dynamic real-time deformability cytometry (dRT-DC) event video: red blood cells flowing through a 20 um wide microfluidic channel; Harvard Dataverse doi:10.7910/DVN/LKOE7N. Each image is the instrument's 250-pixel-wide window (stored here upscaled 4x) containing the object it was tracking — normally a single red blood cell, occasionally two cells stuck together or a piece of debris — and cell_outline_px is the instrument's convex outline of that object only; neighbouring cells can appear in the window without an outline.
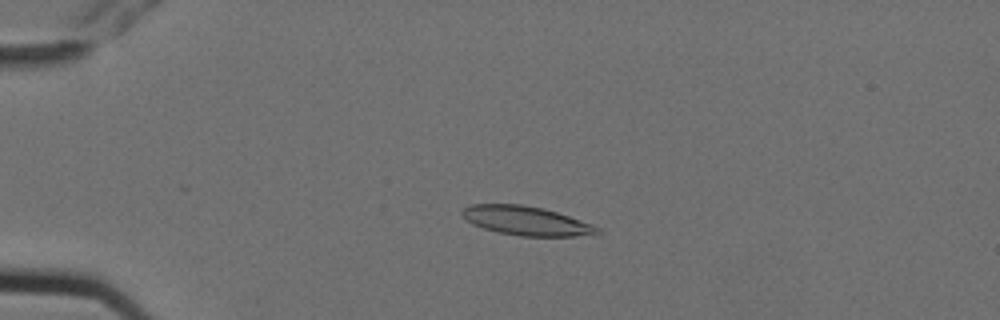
{"species": "Egyptian fruit bat (a non-hibernating species)", "species_latin": "Rousettus aegyptiacus", "temperature_condition": "cold", "stored_images_in_passage": 5, "camera_frame_rate_fps": 3000, "um_per_image_px": 0.085, "animal": {"sex": "female"}, "frame": {"image": 1, "passage_image": 4, "time_ms": 1.0, "image_size_px": [1000, 320], "cell_outline_px": [[600, 232], [596, 236], [520, 236], [500, 232], [484, 228], [472, 224], [460, 212], [468, 204], [520, 204], [544, 208], [592, 224], [600, 228]], "centroid_in_image_um": [44.77, 18.77], "position_along_channel_um": 40.2, "area_um2": 22.89}}